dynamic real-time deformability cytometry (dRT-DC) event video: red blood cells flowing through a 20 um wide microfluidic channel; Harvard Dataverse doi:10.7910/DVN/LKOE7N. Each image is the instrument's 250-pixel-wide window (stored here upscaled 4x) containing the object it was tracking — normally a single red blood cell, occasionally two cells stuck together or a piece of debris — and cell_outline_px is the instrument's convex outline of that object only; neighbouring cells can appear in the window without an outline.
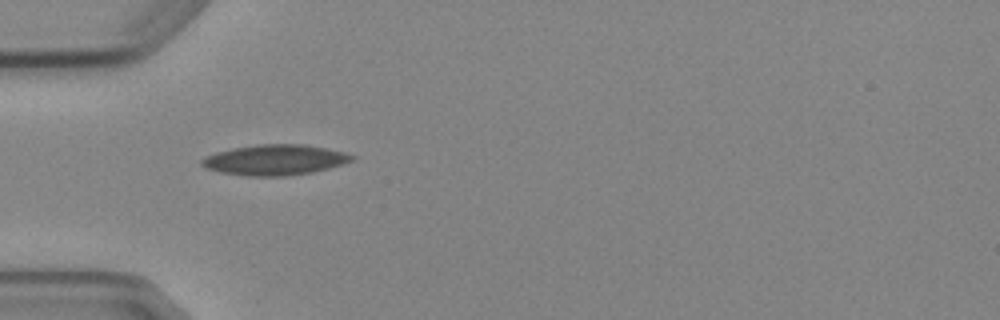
{"species": "Egyptian fruit bat (a non-hibernating species)", "species_latin": "Rousettus aegyptiacus", "temperature_condition": "cold", "stored_images_in_passage": 2, "camera_frame_rate_fps": 3000, "um_per_image_px": 0.085, "animal": {"sex": "female"}, "frame": {"image": 1, "passage_image": 1, "time_ms": 0.0, "image_size_px": [1000, 320], "cell_outline_px": [[356, 156], [352, 160], [328, 168], [312, 172], [288, 176], [244, 176], [220, 172], [204, 168], [200, 164], [200, 160], [204, 156], [216, 152], [232, 148], [256, 144], [304, 144], [344, 152]], "centroid_in_image_um": [23.29, 13.59], "position_along_channel_um": 61.7, "area_um2": 26.76}}
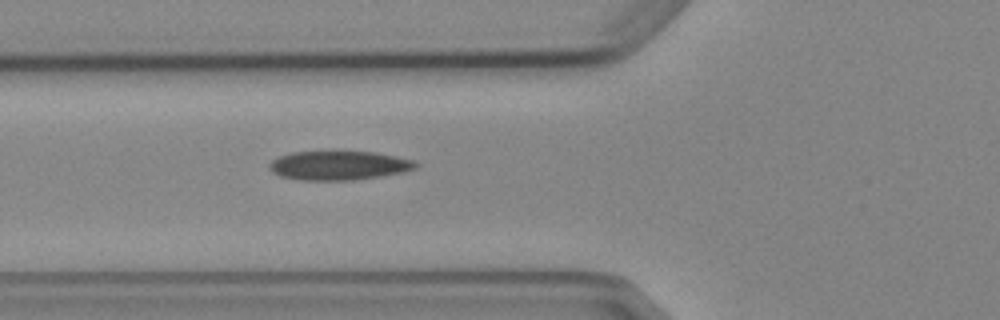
{"frame": {"image": 2, "passage_image": 2, "time_ms": 1.0, "image_size_px": [1000, 320], "cell_outline_px": [[420, 164], [416, 168], [404, 172], [380, 176], [352, 180], [300, 180], [280, 176], [272, 172], [268, 168], [268, 164], [272, 160], [280, 156], [292, 152], [376, 152], [396, 156], [412, 160]], "centroid_in_image_um": [28.8, 14.07], "position_along_channel_um": 97.0, "area_um2": 24.74}}